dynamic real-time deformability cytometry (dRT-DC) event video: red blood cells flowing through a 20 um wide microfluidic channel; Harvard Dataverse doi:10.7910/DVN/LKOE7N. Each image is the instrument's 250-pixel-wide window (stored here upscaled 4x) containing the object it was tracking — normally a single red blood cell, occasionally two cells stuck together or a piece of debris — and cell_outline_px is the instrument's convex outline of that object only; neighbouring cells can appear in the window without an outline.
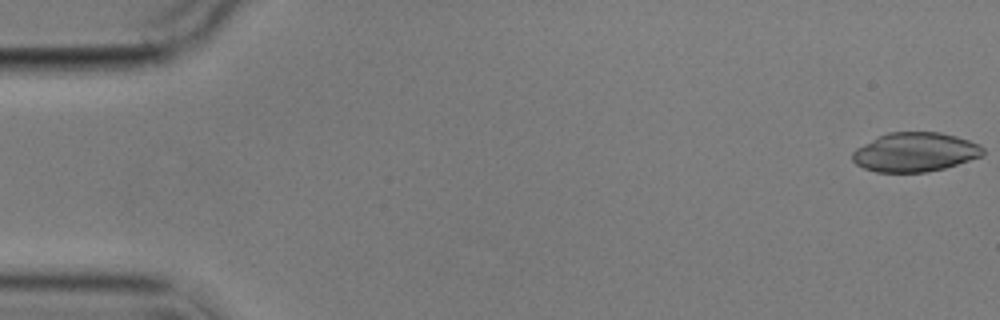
{"species": "common noctule bat (a hibernating species)", "species_latin": "Nyctalus noctula", "temperature_condition": "cold", "stored_images_in_passage": 5, "camera_frame_rate_fps": 3000, "um_per_image_px": 0.085, "animal": {"sex": "male", "body_mass_g": 17.9}, "frame": {"image": 1, "passage_image": 1, "time_ms": 0.0, "image_size_px": [1000, 320], "cell_outline_px": [[984, 152], [980, 156], [944, 168], [924, 172], [876, 172], [864, 168], [856, 164], [852, 160], [852, 152], [856, 148], [888, 132], [940, 132], [956, 136], [980, 144], [984, 148]], "centroid_in_image_um": [77.76, 12.93], "position_along_channel_um": 7.2, "area_um2": 29.54}}